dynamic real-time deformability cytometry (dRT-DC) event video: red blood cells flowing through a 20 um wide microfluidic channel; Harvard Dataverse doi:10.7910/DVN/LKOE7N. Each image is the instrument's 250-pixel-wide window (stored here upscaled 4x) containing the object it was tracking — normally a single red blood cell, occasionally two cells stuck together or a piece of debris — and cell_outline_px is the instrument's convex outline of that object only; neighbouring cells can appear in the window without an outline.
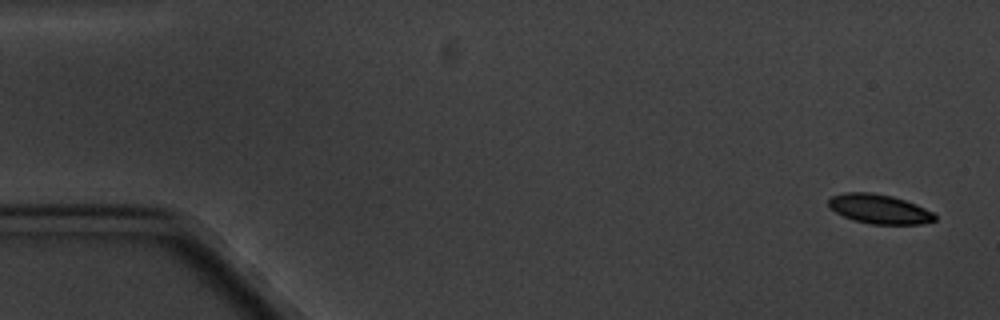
{"species": "common noctule bat (a hibernating species)", "species_latin": "Nyctalus noctula", "temperature_condition": "cold", "stored_images_in_passage": 5, "camera_frame_rate_fps": 3000, "um_per_image_px": 0.085, "animal": {"sex": "male", "body_mass_g": 20.1, "forearm_length_mm": 53.5}, "frame": {"image": 1, "passage_image": 1, "time_ms": 0.0, "image_size_px": [1000, 320], "cell_outline_px": [[936, 220], [920, 224], [872, 224], [852, 220], [828, 208], [828, 200], [832, 196], [844, 192], [872, 192], [892, 196], [916, 204], [932, 212], [936, 216]], "centroid_in_image_um": [74.71, 17.76], "position_along_channel_um": 10.3, "area_um2": 18.21}}
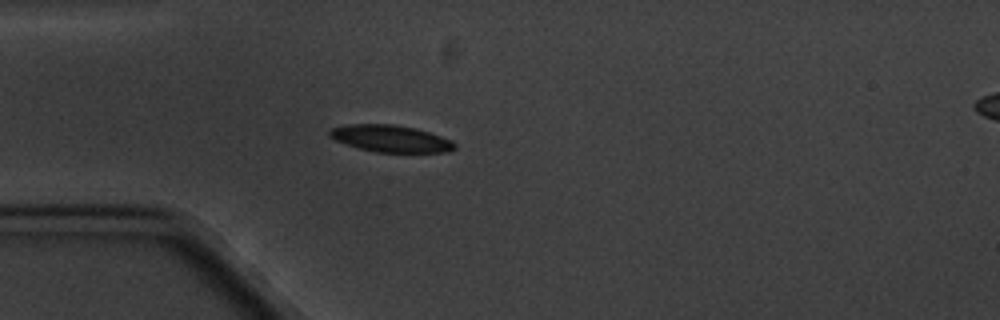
{"frame": {"image": 2, "passage_image": 5, "time_ms": 4.667, "image_size_px": [1000, 320], "cell_outline_px": [[456, 148], [448, 152], [376, 152], [356, 148], [336, 140], [328, 136], [328, 132], [332, 128], [348, 124], [392, 124], [416, 128], [452, 140], [456, 144]], "centroid_in_image_um": [33.2, 11.78], "position_along_channel_um": 51.8, "area_um2": 19.65}}